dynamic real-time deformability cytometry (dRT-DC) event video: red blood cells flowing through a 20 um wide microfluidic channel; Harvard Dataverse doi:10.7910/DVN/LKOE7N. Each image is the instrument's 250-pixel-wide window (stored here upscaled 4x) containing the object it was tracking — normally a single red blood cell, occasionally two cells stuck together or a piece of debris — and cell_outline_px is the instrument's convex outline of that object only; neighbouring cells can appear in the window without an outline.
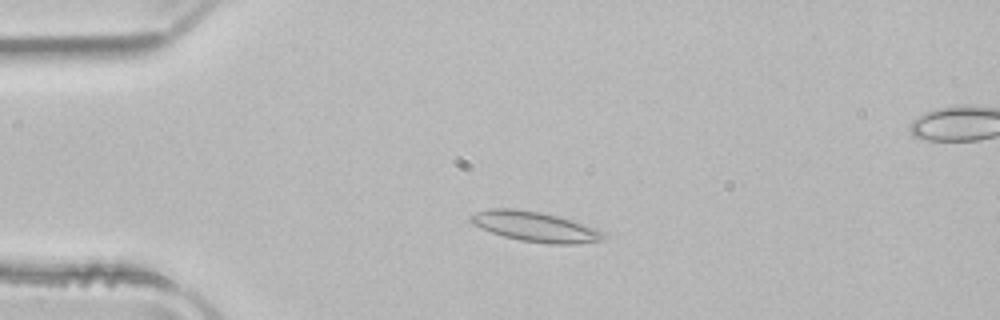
{"species": "common noctule bat (a hibernating species)", "species_latin": "Nyctalus noctula", "temperature_condition": "room temperature", "stored_images_in_passage": 46, "camera_frame_rate_fps": 3000, "um_per_image_px": 0.085, "animal": {"sex": "male", "body_mass_g": 21.5, "forearm_length_mm": 52.0}, "frame": {"image": 1, "passage_image": 5, "time_ms": 1.333, "image_size_px": [1000, 320], "cell_outline_px": [[608, 236], [604, 240], [576, 244], [548, 244], [520, 240], [504, 236], [492, 232], [472, 224], [468, 220], [476, 212], [488, 208], [516, 208], [540, 212], [572, 220], [604, 232]], "centroid_in_image_um": [45.49, 19.27], "position_along_channel_um": 39.5, "area_um2": 23.18}}
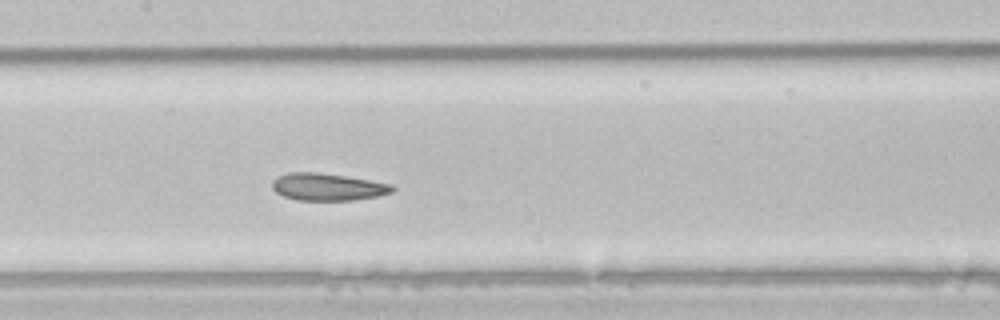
{"frame": {"image": 2, "passage_image": 18, "time_ms": 5.667, "image_size_px": [1000, 320], "cell_outline_px": [[396, 188], [392, 192], [376, 196], [352, 200], [296, 200], [284, 196], [276, 192], [272, 188], [272, 180], [288, 172], [316, 172], [344, 176], [392, 184]], "centroid_in_image_um": [27.83, 15.89], "position_along_channel_um": 179.6, "area_um2": 18.9}}
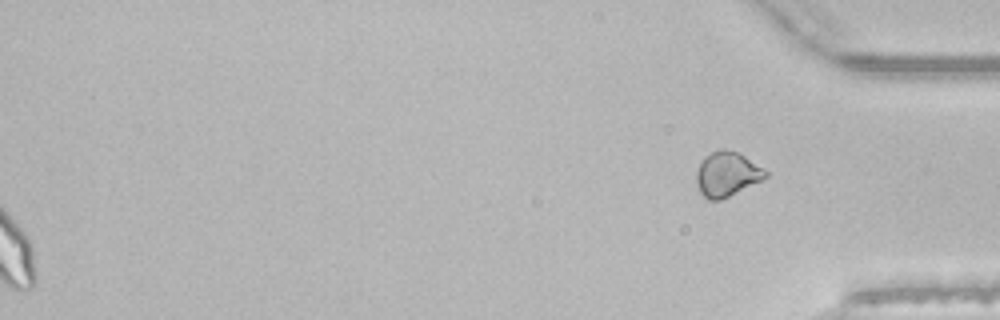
{"frame": {"image": 3, "passage_image": 46, "time_ms": 15.0, "image_size_px": [1000, 320], "cell_outline_px": [[768, 176], [720, 200], [708, 200], [700, 192], [696, 184], [696, 172], [700, 160], [704, 156], [720, 148], [724, 148], [736, 152], [744, 156], [764, 168], [768, 172]], "centroid_in_image_um": [61.75, 14.78], "position_along_channel_um": 373.5, "area_um2": 17.86}, "authors_computed_cell_mechanics": {"area_um2": 21.4727, "velocity_mm_per_s": 3.9157, "shape_relaxation_time_tau1_ms": null, "shape_relaxation_time_tau2_ms": 2.1876, "deformation_change_tau1": null, "deformation_change_tau2": 0.0892}}